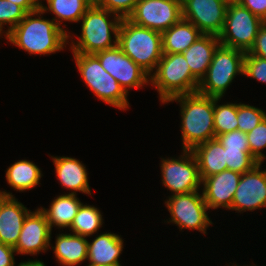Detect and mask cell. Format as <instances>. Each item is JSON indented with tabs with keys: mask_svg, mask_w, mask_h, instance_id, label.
I'll return each instance as SVG.
<instances>
[{
	"mask_svg": "<svg viewBox=\"0 0 266 266\" xmlns=\"http://www.w3.org/2000/svg\"><path fill=\"white\" fill-rule=\"evenodd\" d=\"M182 18V0H138L127 18L135 25L163 32Z\"/></svg>",
	"mask_w": 266,
	"mask_h": 266,
	"instance_id": "cell-11",
	"label": "cell"
},
{
	"mask_svg": "<svg viewBox=\"0 0 266 266\" xmlns=\"http://www.w3.org/2000/svg\"><path fill=\"white\" fill-rule=\"evenodd\" d=\"M246 52L219 45L205 76L200 80L197 92L214 98H222L236 75H243Z\"/></svg>",
	"mask_w": 266,
	"mask_h": 266,
	"instance_id": "cell-6",
	"label": "cell"
},
{
	"mask_svg": "<svg viewBox=\"0 0 266 266\" xmlns=\"http://www.w3.org/2000/svg\"><path fill=\"white\" fill-rule=\"evenodd\" d=\"M264 21L239 2H229L224 27L218 38L220 44L248 52Z\"/></svg>",
	"mask_w": 266,
	"mask_h": 266,
	"instance_id": "cell-8",
	"label": "cell"
},
{
	"mask_svg": "<svg viewBox=\"0 0 266 266\" xmlns=\"http://www.w3.org/2000/svg\"><path fill=\"white\" fill-rule=\"evenodd\" d=\"M60 265L75 266L87 259L88 240L76 234H59L52 247Z\"/></svg>",
	"mask_w": 266,
	"mask_h": 266,
	"instance_id": "cell-23",
	"label": "cell"
},
{
	"mask_svg": "<svg viewBox=\"0 0 266 266\" xmlns=\"http://www.w3.org/2000/svg\"><path fill=\"white\" fill-rule=\"evenodd\" d=\"M228 0H182V18L203 34L219 36L226 18Z\"/></svg>",
	"mask_w": 266,
	"mask_h": 266,
	"instance_id": "cell-13",
	"label": "cell"
},
{
	"mask_svg": "<svg viewBox=\"0 0 266 266\" xmlns=\"http://www.w3.org/2000/svg\"><path fill=\"white\" fill-rule=\"evenodd\" d=\"M162 52L183 53L203 33L190 21L181 18L176 24L162 33Z\"/></svg>",
	"mask_w": 266,
	"mask_h": 266,
	"instance_id": "cell-22",
	"label": "cell"
},
{
	"mask_svg": "<svg viewBox=\"0 0 266 266\" xmlns=\"http://www.w3.org/2000/svg\"><path fill=\"white\" fill-rule=\"evenodd\" d=\"M171 219L167 221L182 229L198 230L206 234V229L212 224L207 210H210L198 191L174 194L165 201Z\"/></svg>",
	"mask_w": 266,
	"mask_h": 266,
	"instance_id": "cell-9",
	"label": "cell"
},
{
	"mask_svg": "<svg viewBox=\"0 0 266 266\" xmlns=\"http://www.w3.org/2000/svg\"><path fill=\"white\" fill-rule=\"evenodd\" d=\"M138 0H94V3L102 8L118 15L121 19H127L133 12Z\"/></svg>",
	"mask_w": 266,
	"mask_h": 266,
	"instance_id": "cell-33",
	"label": "cell"
},
{
	"mask_svg": "<svg viewBox=\"0 0 266 266\" xmlns=\"http://www.w3.org/2000/svg\"><path fill=\"white\" fill-rule=\"evenodd\" d=\"M261 165L241 175L231 210L245 212L266 207V169L260 170Z\"/></svg>",
	"mask_w": 266,
	"mask_h": 266,
	"instance_id": "cell-14",
	"label": "cell"
},
{
	"mask_svg": "<svg viewBox=\"0 0 266 266\" xmlns=\"http://www.w3.org/2000/svg\"><path fill=\"white\" fill-rule=\"evenodd\" d=\"M266 113L254 106L237 104V130L248 133L253 130L264 118Z\"/></svg>",
	"mask_w": 266,
	"mask_h": 266,
	"instance_id": "cell-30",
	"label": "cell"
},
{
	"mask_svg": "<svg viewBox=\"0 0 266 266\" xmlns=\"http://www.w3.org/2000/svg\"><path fill=\"white\" fill-rule=\"evenodd\" d=\"M224 148L249 149L247 134L240 130L227 132L216 137Z\"/></svg>",
	"mask_w": 266,
	"mask_h": 266,
	"instance_id": "cell-35",
	"label": "cell"
},
{
	"mask_svg": "<svg viewBox=\"0 0 266 266\" xmlns=\"http://www.w3.org/2000/svg\"><path fill=\"white\" fill-rule=\"evenodd\" d=\"M247 53L266 60V22L260 27L255 42Z\"/></svg>",
	"mask_w": 266,
	"mask_h": 266,
	"instance_id": "cell-36",
	"label": "cell"
},
{
	"mask_svg": "<svg viewBox=\"0 0 266 266\" xmlns=\"http://www.w3.org/2000/svg\"><path fill=\"white\" fill-rule=\"evenodd\" d=\"M47 6L40 5V8L55 14L54 22L60 27L62 21L80 22L82 16L92 6L94 0H46Z\"/></svg>",
	"mask_w": 266,
	"mask_h": 266,
	"instance_id": "cell-25",
	"label": "cell"
},
{
	"mask_svg": "<svg viewBox=\"0 0 266 266\" xmlns=\"http://www.w3.org/2000/svg\"><path fill=\"white\" fill-rule=\"evenodd\" d=\"M44 13L40 7L28 12L24 19L6 35L7 40L29 54L47 55L63 50L70 36L53 19L41 17ZM34 16L38 18H32Z\"/></svg>",
	"mask_w": 266,
	"mask_h": 266,
	"instance_id": "cell-1",
	"label": "cell"
},
{
	"mask_svg": "<svg viewBox=\"0 0 266 266\" xmlns=\"http://www.w3.org/2000/svg\"><path fill=\"white\" fill-rule=\"evenodd\" d=\"M243 75L266 83V60L246 52Z\"/></svg>",
	"mask_w": 266,
	"mask_h": 266,
	"instance_id": "cell-34",
	"label": "cell"
},
{
	"mask_svg": "<svg viewBox=\"0 0 266 266\" xmlns=\"http://www.w3.org/2000/svg\"><path fill=\"white\" fill-rule=\"evenodd\" d=\"M220 45L218 36L212 34H202L184 52L183 56L187 60L191 73L200 81L206 74L213 55Z\"/></svg>",
	"mask_w": 266,
	"mask_h": 266,
	"instance_id": "cell-20",
	"label": "cell"
},
{
	"mask_svg": "<svg viewBox=\"0 0 266 266\" xmlns=\"http://www.w3.org/2000/svg\"><path fill=\"white\" fill-rule=\"evenodd\" d=\"M19 5L26 13L37 10L40 5L35 0H7Z\"/></svg>",
	"mask_w": 266,
	"mask_h": 266,
	"instance_id": "cell-39",
	"label": "cell"
},
{
	"mask_svg": "<svg viewBox=\"0 0 266 266\" xmlns=\"http://www.w3.org/2000/svg\"><path fill=\"white\" fill-rule=\"evenodd\" d=\"M117 40L120 49L149 75L156 70L163 55L161 32L122 19Z\"/></svg>",
	"mask_w": 266,
	"mask_h": 266,
	"instance_id": "cell-3",
	"label": "cell"
},
{
	"mask_svg": "<svg viewBox=\"0 0 266 266\" xmlns=\"http://www.w3.org/2000/svg\"><path fill=\"white\" fill-rule=\"evenodd\" d=\"M176 101L181 107V134L183 150L216 138L214 130V97L198 92L172 97L165 103Z\"/></svg>",
	"mask_w": 266,
	"mask_h": 266,
	"instance_id": "cell-2",
	"label": "cell"
},
{
	"mask_svg": "<svg viewBox=\"0 0 266 266\" xmlns=\"http://www.w3.org/2000/svg\"><path fill=\"white\" fill-rule=\"evenodd\" d=\"M192 152L198 162L201 181L206 177L227 170L225 149L217 138L196 146Z\"/></svg>",
	"mask_w": 266,
	"mask_h": 266,
	"instance_id": "cell-21",
	"label": "cell"
},
{
	"mask_svg": "<svg viewBox=\"0 0 266 266\" xmlns=\"http://www.w3.org/2000/svg\"><path fill=\"white\" fill-rule=\"evenodd\" d=\"M221 98H214V130L215 136L237 130V104L217 105Z\"/></svg>",
	"mask_w": 266,
	"mask_h": 266,
	"instance_id": "cell-28",
	"label": "cell"
},
{
	"mask_svg": "<svg viewBox=\"0 0 266 266\" xmlns=\"http://www.w3.org/2000/svg\"><path fill=\"white\" fill-rule=\"evenodd\" d=\"M228 2H240V0H228Z\"/></svg>",
	"mask_w": 266,
	"mask_h": 266,
	"instance_id": "cell-41",
	"label": "cell"
},
{
	"mask_svg": "<svg viewBox=\"0 0 266 266\" xmlns=\"http://www.w3.org/2000/svg\"><path fill=\"white\" fill-rule=\"evenodd\" d=\"M122 238L114 233H102L88 242L87 260L94 266H121L119 256L123 250Z\"/></svg>",
	"mask_w": 266,
	"mask_h": 266,
	"instance_id": "cell-18",
	"label": "cell"
},
{
	"mask_svg": "<svg viewBox=\"0 0 266 266\" xmlns=\"http://www.w3.org/2000/svg\"><path fill=\"white\" fill-rule=\"evenodd\" d=\"M55 165L56 176L60 184L69 190H74L71 194L77 195L80 191L85 194H91L88 183V173L82 162L71 157H52Z\"/></svg>",
	"mask_w": 266,
	"mask_h": 266,
	"instance_id": "cell-19",
	"label": "cell"
},
{
	"mask_svg": "<svg viewBox=\"0 0 266 266\" xmlns=\"http://www.w3.org/2000/svg\"><path fill=\"white\" fill-rule=\"evenodd\" d=\"M27 13L17 4L7 0H0V29L3 31V26L8 24L9 28L5 32L6 35L18 25Z\"/></svg>",
	"mask_w": 266,
	"mask_h": 266,
	"instance_id": "cell-31",
	"label": "cell"
},
{
	"mask_svg": "<svg viewBox=\"0 0 266 266\" xmlns=\"http://www.w3.org/2000/svg\"><path fill=\"white\" fill-rule=\"evenodd\" d=\"M102 224L103 217L99 209L82 203L69 229L73 234L89 237L99 231Z\"/></svg>",
	"mask_w": 266,
	"mask_h": 266,
	"instance_id": "cell-27",
	"label": "cell"
},
{
	"mask_svg": "<svg viewBox=\"0 0 266 266\" xmlns=\"http://www.w3.org/2000/svg\"><path fill=\"white\" fill-rule=\"evenodd\" d=\"M94 55L127 94L131 88H142L146 83H150V75L127 56L118 45Z\"/></svg>",
	"mask_w": 266,
	"mask_h": 266,
	"instance_id": "cell-12",
	"label": "cell"
},
{
	"mask_svg": "<svg viewBox=\"0 0 266 266\" xmlns=\"http://www.w3.org/2000/svg\"><path fill=\"white\" fill-rule=\"evenodd\" d=\"M17 266H46L42 261L39 260H29V261H25V262H21L19 263V265Z\"/></svg>",
	"mask_w": 266,
	"mask_h": 266,
	"instance_id": "cell-40",
	"label": "cell"
},
{
	"mask_svg": "<svg viewBox=\"0 0 266 266\" xmlns=\"http://www.w3.org/2000/svg\"><path fill=\"white\" fill-rule=\"evenodd\" d=\"M225 149V162L228 170L238 173H245L252 170L259 161L250 153V149Z\"/></svg>",
	"mask_w": 266,
	"mask_h": 266,
	"instance_id": "cell-29",
	"label": "cell"
},
{
	"mask_svg": "<svg viewBox=\"0 0 266 266\" xmlns=\"http://www.w3.org/2000/svg\"><path fill=\"white\" fill-rule=\"evenodd\" d=\"M178 159H161L162 184L174 194L199 191L202 183L192 150H183Z\"/></svg>",
	"mask_w": 266,
	"mask_h": 266,
	"instance_id": "cell-10",
	"label": "cell"
},
{
	"mask_svg": "<svg viewBox=\"0 0 266 266\" xmlns=\"http://www.w3.org/2000/svg\"><path fill=\"white\" fill-rule=\"evenodd\" d=\"M82 202L76 195L64 194L55 198L49 209L41 208L40 210L45 214L49 227L52 230L53 226L58 228H70Z\"/></svg>",
	"mask_w": 266,
	"mask_h": 266,
	"instance_id": "cell-24",
	"label": "cell"
},
{
	"mask_svg": "<svg viewBox=\"0 0 266 266\" xmlns=\"http://www.w3.org/2000/svg\"><path fill=\"white\" fill-rule=\"evenodd\" d=\"M73 55L81 77L99 99L120 110L129 108L128 94L102 67L94 54L73 53Z\"/></svg>",
	"mask_w": 266,
	"mask_h": 266,
	"instance_id": "cell-7",
	"label": "cell"
},
{
	"mask_svg": "<svg viewBox=\"0 0 266 266\" xmlns=\"http://www.w3.org/2000/svg\"><path fill=\"white\" fill-rule=\"evenodd\" d=\"M109 16H114V19L109 20ZM80 20L81 36L78 41L70 45L73 53L95 54L117 45V35L122 20L118 15L93 3ZM111 33L115 40H112Z\"/></svg>",
	"mask_w": 266,
	"mask_h": 266,
	"instance_id": "cell-4",
	"label": "cell"
},
{
	"mask_svg": "<svg viewBox=\"0 0 266 266\" xmlns=\"http://www.w3.org/2000/svg\"><path fill=\"white\" fill-rule=\"evenodd\" d=\"M246 134L251 155L259 163L264 162L266 156L261 150L266 148V117L253 130Z\"/></svg>",
	"mask_w": 266,
	"mask_h": 266,
	"instance_id": "cell-32",
	"label": "cell"
},
{
	"mask_svg": "<svg viewBox=\"0 0 266 266\" xmlns=\"http://www.w3.org/2000/svg\"><path fill=\"white\" fill-rule=\"evenodd\" d=\"M39 5H42V1L40 0H35Z\"/></svg>",
	"mask_w": 266,
	"mask_h": 266,
	"instance_id": "cell-42",
	"label": "cell"
},
{
	"mask_svg": "<svg viewBox=\"0 0 266 266\" xmlns=\"http://www.w3.org/2000/svg\"><path fill=\"white\" fill-rule=\"evenodd\" d=\"M199 82L191 73L183 53H163L156 70L150 75V83L156 87L162 103L178 95L197 92Z\"/></svg>",
	"mask_w": 266,
	"mask_h": 266,
	"instance_id": "cell-5",
	"label": "cell"
},
{
	"mask_svg": "<svg viewBox=\"0 0 266 266\" xmlns=\"http://www.w3.org/2000/svg\"><path fill=\"white\" fill-rule=\"evenodd\" d=\"M14 247L0 242V266H15Z\"/></svg>",
	"mask_w": 266,
	"mask_h": 266,
	"instance_id": "cell-38",
	"label": "cell"
},
{
	"mask_svg": "<svg viewBox=\"0 0 266 266\" xmlns=\"http://www.w3.org/2000/svg\"><path fill=\"white\" fill-rule=\"evenodd\" d=\"M41 170L31 161L19 160L6 170L7 183L16 191H25L40 184Z\"/></svg>",
	"mask_w": 266,
	"mask_h": 266,
	"instance_id": "cell-26",
	"label": "cell"
},
{
	"mask_svg": "<svg viewBox=\"0 0 266 266\" xmlns=\"http://www.w3.org/2000/svg\"><path fill=\"white\" fill-rule=\"evenodd\" d=\"M45 214L36 209L29 212L25 217L20 236L14 247L16 254L37 255L39 252H46L50 248L51 232Z\"/></svg>",
	"mask_w": 266,
	"mask_h": 266,
	"instance_id": "cell-15",
	"label": "cell"
},
{
	"mask_svg": "<svg viewBox=\"0 0 266 266\" xmlns=\"http://www.w3.org/2000/svg\"><path fill=\"white\" fill-rule=\"evenodd\" d=\"M241 175L227 169L203 179L202 195L207 207L209 209L222 207L229 210Z\"/></svg>",
	"mask_w": 266,
	"mask_h": 266,
	"instance_id": "cell-16",
	"label": "cell"
},
{
	"mask_svg": "<svg viewBox=\"0 0 266 266\" xmlns=\"http://www.w3.org/2000/svg\"><path fill=\"white\" fill-rule=\"evenodd\" d=\"M239 3L266 22V0H240Z\"/></svg>",
	"mask_w": 266,
	"mask_h": 266,
	"instance_id": "cell-37",
	"label": "cell"
},
{
	"mask_svg": "<svg viewBox=\"0 0 266 266\" xmlns=\"http://www.w3.org/2000/svg\"><path fill=\"white\" fill-rule=\"evenodd\" d=\"M28 210L13 197L12 193L0 190V242L15 247Z\"/></svg>",
	"mask_w": 266,
	"mask_h": 266,
	"instance_id": "cell-17",
	"label": "cell"
}]
</instances>
